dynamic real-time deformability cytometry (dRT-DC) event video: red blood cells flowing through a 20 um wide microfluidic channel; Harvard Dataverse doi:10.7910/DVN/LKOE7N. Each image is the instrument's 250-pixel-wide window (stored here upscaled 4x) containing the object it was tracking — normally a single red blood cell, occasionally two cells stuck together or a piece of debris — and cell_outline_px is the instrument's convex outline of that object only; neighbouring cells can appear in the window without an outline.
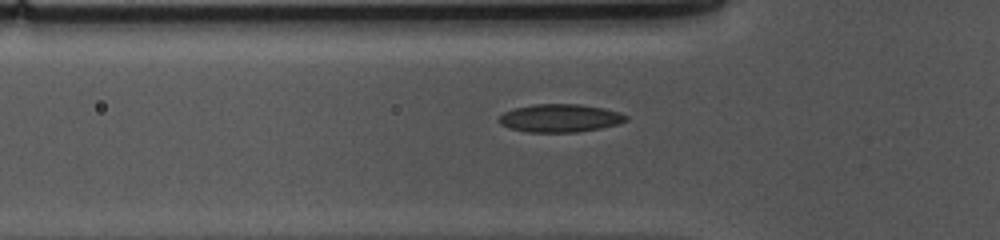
{"species": "common noctule bat (a hibernating species)", "species_latin": "Nyctalus noctula", "temperature_condition": "cold", "stored_images_in_passage": 36, "camera_frame_rate_fps": 3000, "um_per_image_px": 0.085, "animal": {"sex": "female", "body_mass_g": 10.0, "forearm_length_mm": 53.1}, "frame": {"image": 1, "passage_image": 9, "time_ms": 2.667, "image_size_px": [1000, 240], "cell_outline_px": [[628, 120], [620, 124], [580, 132], [528, 132], [508, 128], [500, 124], [496, 120], [504, 112], [516, 108], [532, 104], [580, 104], [604, 108], [620, 112], [628, 116]], "centroid_in_image_um": [47.62, 10.04], "position_along_channel_um": 78.2, "area_um2": 20.98}}
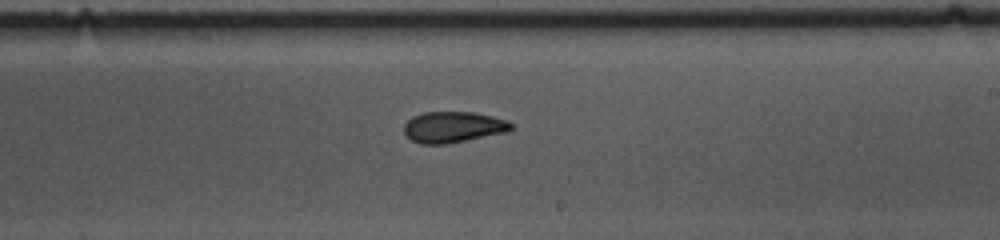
{"frame": {"image": 2, "passage_image": 23, "time_ms": 7.333, "image_size_px": [1000, 240], "cell_outline_px": [[512, 128], [508, 132], [444, 144], [420, 144], [412, 140], [404, 132], [404, 124], [412, 116], [424, 112], [472, 112], [492, 116], [508, 120], [512, 124]], "centroid_in_image_um": [38.52, 10.79], "position_along_channel_um": 250.5, "area_um2": 19.31}}
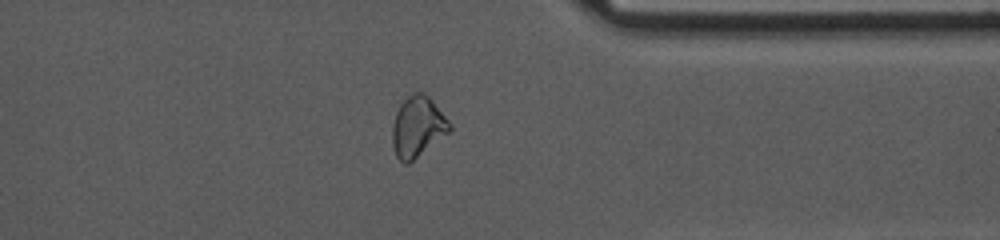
{"frame": {"image": 3, "passage_image": 34, "time_ms": 11.0, "image_size_px": [1000, 240], "cell_outline_px": [[452, 128], [448, 132], [408, 164], [404, 164], [396, 156], [392, 144], [392, 124], [396, 112], [400, 104], [412, 92], [424, 92], [432, 100], [452, 124]], "centroid_in_image_um": [35.48, 10.76], "position_along_channel_um": 375.9, "area_um2": 20.11}}